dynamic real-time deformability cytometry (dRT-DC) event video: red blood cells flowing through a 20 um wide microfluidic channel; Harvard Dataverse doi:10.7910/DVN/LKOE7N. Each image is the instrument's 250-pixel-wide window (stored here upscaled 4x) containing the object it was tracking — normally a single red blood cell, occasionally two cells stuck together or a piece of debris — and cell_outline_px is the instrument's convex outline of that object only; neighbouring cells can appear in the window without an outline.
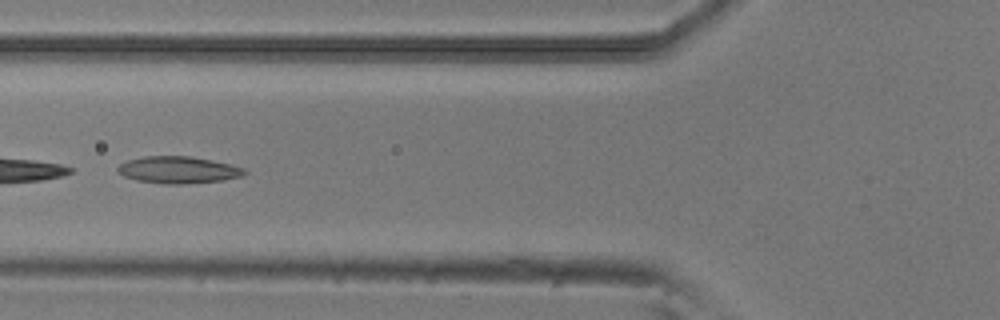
{"species": "common noctule bat (a hibernating species)", "species_latin": "Nyctalus noctula", "temperature_condition": "room temperature", "stored_images_in_passage": 9, "camera_frame_rate_fps": 3000, "um_per_image_px": 0.085, "animal": {"sex": "male", "body_mass_g": 20.5, "forearm_length_mm": 52.5}, "frame": {"image": 1, "passage_image": 6, "time_ms": 1.667, "image_size_px": [1000, 320], "cell_outline_px": [[248, 172], [244, 176], [224, 180], [180, 184], [164, 184], [136, 180], [124, 176], [116, 168], [120, 164], [128, 160], [144, 156], [192, 156], [232, 164], [244, 168]], "centroid_in_image_um": [15.2, 14.44], "position_along_channel_um": 110.6, "area_um2": 20.0}}
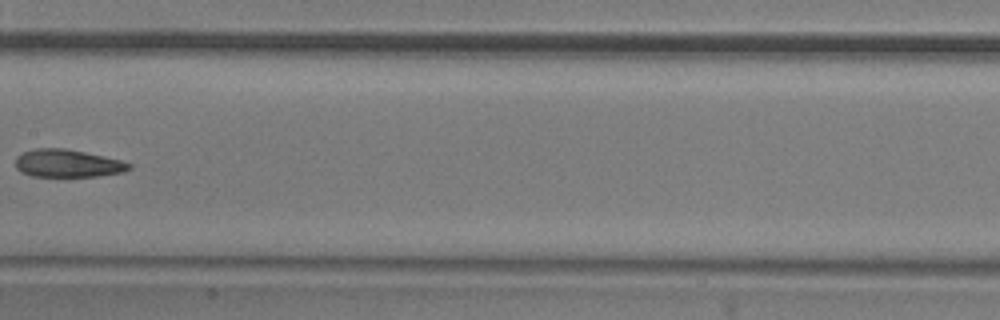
{"frame": {"image": 2, "passage_image": 8, "time_ms": 2.333, "image_size_px": [1000, 320], "cell_outline_px": [[132, 168], [124, 172], [100, 176], [32, 176], [16, 168], [16, 156], [24, 152], [36, 148], [64, 148], [104, 156], [120, 160], [132, 164]], "centroid_in_image_um": [5.78, 13.88], "position_along_channel_um": 201.6, "area_um2": 18.26}}
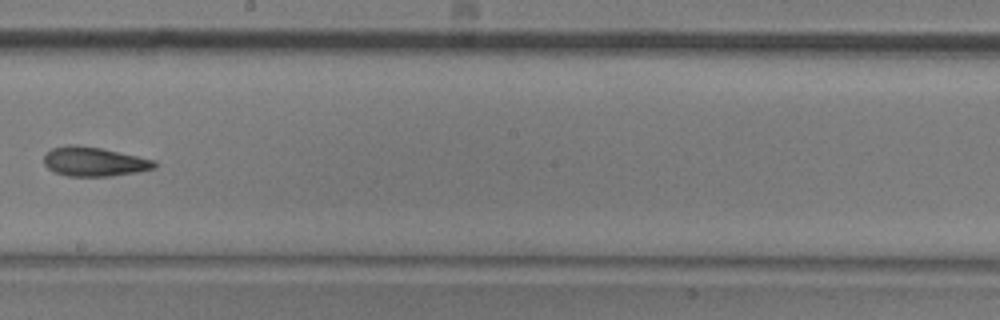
{"frame": {"image": 3, "passage_image": 9, "time_ms": 2.667, "image_size_px": [1000, 320], "cell_outline_px": [[156, 168], [136, 172], [112, 176], [68, 176], [56, 172], [48, 168], [44, 164], [44, 152], [52, 148], [72, 144], [76, 144], [100, 148], [156, 160]], "centroid_in_image_um": [7.98, 13.73], "position_along_channel_um": 240.2, "area_um2": 18.84}}